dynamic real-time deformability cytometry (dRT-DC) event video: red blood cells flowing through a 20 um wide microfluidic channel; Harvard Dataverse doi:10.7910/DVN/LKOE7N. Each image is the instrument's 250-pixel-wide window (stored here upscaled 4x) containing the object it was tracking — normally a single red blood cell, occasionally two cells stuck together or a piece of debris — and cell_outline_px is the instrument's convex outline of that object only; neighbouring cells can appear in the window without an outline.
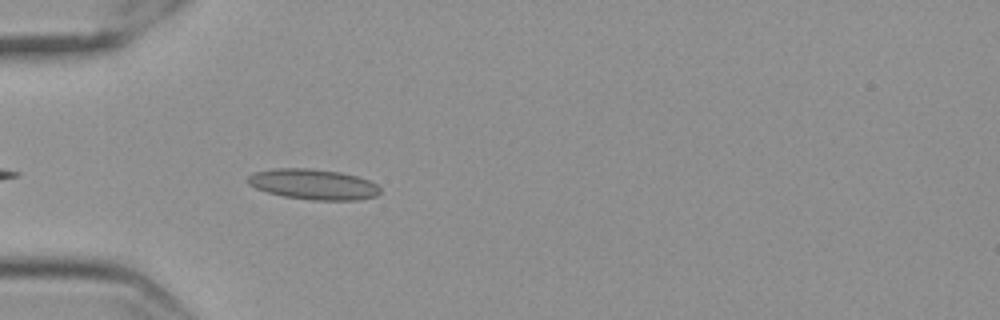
{"species": "Egyptian fruit bat (a non-hibernating species)", "species_latin": "Rousettus aegyptiacus", "temperature_condition": "cold", "stored_images_in_passage": 41, "camera_frame_rate_fps": 3000, "um_per_image_px": 0.085, "frame": {"image": 1, "passage_image": 4, "time_ms": 1.0, "image_size_px": [1000, 320], "cell_outline_px": [[380, 192], [376, 196], [360, 200], [312, 200], [284, 196], [268, 192], [256, 188], [248, 184], [248, 176], [256, 172], [276, 168], [308, 168], [340, 172], [356, 176], [368, 180], [376, 184], [380, 188]], "centroid_in_image_um": [26.65, 15.67], "position_along_channel_um": 58.3, "area_um2": 23.35}}
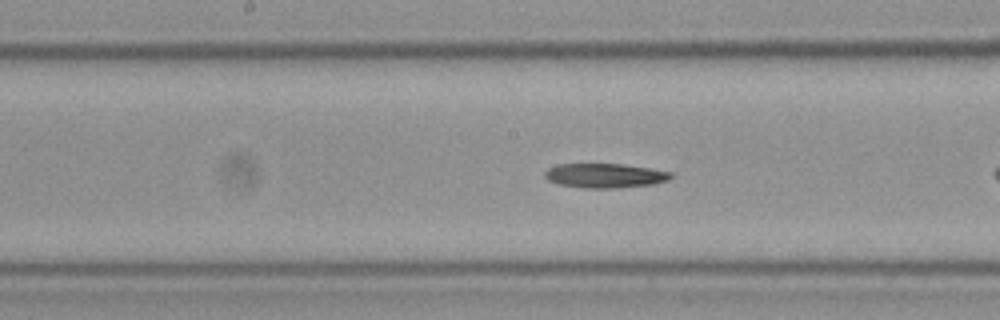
{"frame": {"image": 2, "passage_image": 13, "time_ms": 4.0, "image_size_px": [1000, 320], "cell_outline_px": [[672, 176], [668, 180], [652, 184], [616, 188], [584, 188], [556, 184], [548, 180], [544, 176], [544, 172], [548, 168], [556, 164], [620, 164], [648, 168], [672, 172]], "centroid_in_image_um": [51.36, 14.93], "position_along_channel_um": 196.8, "area_um2": 17.92}}
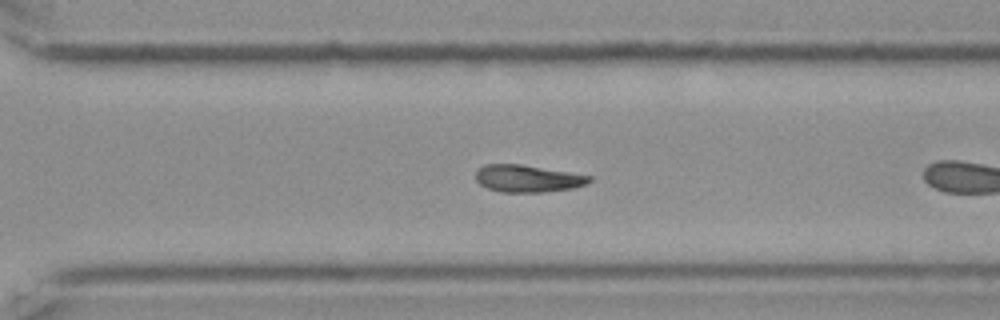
{"frame": {"image": 3, "passage_image": 24, "time_ms": 7.667, "image_size_px": [1000, 320], "cell_outline_px": [[592, 180], [584, 184], [572, 188], [540, 192], [500, 192], [488, 188], [480, 184], [476, 180], [476, 172], [484, 164], [524, 164], [592, 176]], "centroid_in_image_um": [44.83, 15.16], "position_along_channel_um": 325.8, "area_um2": 17.92}, "authors_computed_cell_mechanics": {"area_um2": 17.918, "velocity_mm_per_s": 3.5294, "shape_relaxation_time_tau1_ms": 10.671, "shape_relaxation_time_tau2_ms": null, "deformation_change_tau1": 0.2679, "deformation_change_tau2": null}}